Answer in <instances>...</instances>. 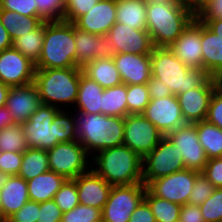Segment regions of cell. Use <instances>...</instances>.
<instances>
[{"label":"cell","instance_id":"cell-1","mask_svg":"<svg viewBox=\"0 0 222 222\" xmlns=\"http://www.w3.org/2000/svg\"><path fill=\"white\" fill-rule=\"evenodd\" d=\"M150 58L152 76L167 85L175 96L204 86L212 78L204 69L183 64L168 47H153Z\"/></svg>","mask_w":222,"mask_h":222},{"label":"cell","instance_id":"cell-2","mask_svg":"<svg viewBox=\"0 0 222 222\" xmlns=\"http://www.w3.org/2000/svg\"><path fill=\"white\" fill-rule=\"evenodd\" d=\"M78 141L92 157L103 149L123 145L124 118L74 111Z\"/></svg>","mask_w":222,"mask_h":222},{"label":"cell","instance_id":"cell-3","mask_svg":"<svg viewBox=\"0 0 222 222\" xmlns=\"http://www.w3.org/2000/svg\"><path fill=\"white\" fill-rule=\"evenodd\" d=\"M142 162L139 154L120 145L97 152L91 157V168L111 186L132 185L143 183Z\"/></svg>","mask_w":222,"mask_h":222},{"label":"cell","instance_id":"cell-4","mask_svg":"<svg viewBox=\"0 0 222 222\" xmlns=\"http://www.w3.org/2000/svg\"><path fill=\"white\" fill-rule=\"evenodd\" d=\"M81 67L35 69L34 84L42 104L72 110L78 95Z\"/></svg>","mask_w":222,"mask_h":222},{"label":"cell","instance_id":"cell-5","mask_svg":"<svg viewBox=\"0 0 222 222\" xmlns=\"http://www.w3.org/2000/svg\"><path fill=\"white\" fill-rule=\"evenodd\" d=\"M146 17L153 46L169 47L196 18V13L178 3H150Z\"/></svg>","mask_w":222,"mask_h":222},{"label":"cell","instance_id":"cell-6","mask_svg":"<svg viewBox=\"0 0 222 222\" xmlns=\"http://www.w3.org/2000/svg\"><path fill=\"white\" fill-rule=\"evenodd\" d=\"M74 23L45 21L42 52L35 69L78 67L75 64Z\"/></svg>","mask_w":222,"mask_h":222},{"label":"cell","instance_id":"cell-7","mask_svg":"<svg viewBox=\"0 0 222 222\" xmlns=\"http://www.w3.org/2000/svg\"><path fill=\"white\" fill-rule=\"evenodd\" d=\"M185 169L178 146H175L167 136L143 157L142 181L147 186L152 180L168 176Z\"/></svg>","mask_w":222,"mask_h":222},{"label":"cell","instance_id":"cell-8","mask_svg":"<svg viewBox=\"0 0 222 222\" xmlns=\"http://www.w3.org/2000/svg\"><path fill=\"white\" fill-rule=\"evenodd\" d=\"M50 171L75 179L91 168V157L78 141L59 143L47 151Z\"/></svg>","mask_w":222,"mask_h":222},{"label":"cell","instance_id":"cell-9","mask_svg":"<svg viewBox=\"0 0 222 222\" xmlns=\"http://www.w3.org/2000/svg\"><path fill=\"white\" fill-rule=\"evenodd\" d=\"M145 191L144 183L112 186L101 211L104 222H129L132 213L144 199Z\"/></svg>","mask_w":222,"mask_h":222},{"label":"cell","instance_id":"cell-10","mask_svg":"<svg viewBox=\"0 0 222 222\" xmlns=\"http://www.w3.org/2000/svg\"><path fill=\"white\" fill-rule=\"evenodd\" d=\"M60 109L42 104L26 121L21 124L28 148L48 151L59 144L55 136L53 118Z\"/></svg>","mask_w":222,"mask_h":222},{"label":"cell","instance_id":"cell-11","mask_svg":"<svg viewBox=\"0 0 222 222\" xmlns=\"http://www.w3.org/2000/svg\"><path fill=\"white\" fill-rule=\"evenodd\" d=\"M164 136L143 114H128L124 117L123 145L142 158L151 152Z\"/></svg>","mask_w":222,"mask_h":222},{"label":"cell","instance_id":"cell-12","mask_svg":"<svg viewBox=\"0 0 222 222\" xmlns=\"http://www.w3.org/2000/svg\"><path fill=\"white\" fill-rule=\"evenodd\" d=\"M200 173L196 170L184 169L152 180L146 188L153 195L182 206L188 203L194 182Z\"/></svg>","mask_w":222,"mask_h":222},{"label":"cell","instance_id":"cell-13","mask_svg":"<svg viewBox=\"0 0 222 222\" xmlns=\"http://www.w3.org/2000/svg\"><path fill=\"white\" fill-rule=\"evenodd\" d=\"M170 141L178 146L185 169L202 172L208 161L205 150L198 140L196 125L185 123L166 135Z\"/></svg>","mask_w":222,"mask_h":222},{"label":"cell","instance_id":"cell-14","mask_svg":"<svg viewBox=\"0 0 222 222\" xmlns=\"http://www.w3.org/2000/svg\"><path fill=\"white\" fill-rule=\"evenodd\" d=\"M35 64L11 47L0 52V82L22 86L34 82Z\"/></svg>","mask_w":222,"mask_h":222},{"label":"cell","instance_id":"cell-15","mask_svg":"<svg viewBox=\"0 0 222 222\" xmlns=\"http://www.w3.org/2000/svg\"><path fill=\"white\" fill-rule=\"evenodd\" d=\"M142 114L165 136L186 123L175 95L151 99Z\"/></svg>","mask_w":222,"mask_h":222},{"label":"cell","instance_id":"cell-16","mask_svg":"<svg viewBox=\"0 0 222 222\" xmlns=\"http://www.w3.org/2000/svg\"><path fill=\"white\" fill-rule=\"evenodd\" d=\"M115 54H151L153 44L147 30L133 29L126 24L116 22L108 31Z\"/></svg>","mask_w":222,"mask_h":222},{"label":"cell","instance_id":"cell-17","mask_svg":"<svg viewBox=\"0 0 222 222\" xmlns=\"http://www.w3.org/2000/svg\"><path fill=\"white\" fill-rule=\"evenodd\" d=\"M75 64L83 67L95 59L112 58L115 54L112 42L107 35H97L79 30L74 25Z\"/></svg>","mask_w":222,"mask_h":222},{"label":"cell","instance_id":"cell-18","mask_svg":"<svg viewBox=\"0 0 222 222\" xmlns=\"http://www.w3.org/2000/svg\"><path fill=\"white\" fill-rule=\"evenodd\" d=\"M168 48L186 66L203 69L201 22L195 18Z\"/></svg>","mask_w":222,"mask_h":222},{"label":"cell","instance_id":"cell-19","mask_svg":"<svg viewBox=\"0 0 222 222\" xmlns=\"http://www.w3.org/2000/svg\"><path fill=\"white\" fill-rule=\"evenodd\" d=\"M217 87V79L212 77L204 86L177 95L186 123H197L206 120L209 102Z\"/></svg>","mask_w":222,"mask_h":222},{"label":"cell","instance_id":"cell-20","mask_svg":"<svg viewBox=\"0 0 222 222\" xmlns=\"http://www.w3.org/2000/svg\"><path fill=\"white\" fill-rule=\"evenodd\" d=\"M42 105L38 90L34 83L22 86H11L5 107L14 123L23 124Z\"/></svg>","mask_w":222,"mask_h":222},{"label":"cell","instance_id":"cell-21","mask_svg":"<svg viewBox=\"0 0 222 222\" xmlns=\"http://www.w3.org/2000/svg\"><path fill=\"white\" fill-rule=\"evenodd\" d=\"M112 59L123 84H147L152 76L150 54L118 53Z\"/></svg>","mask_w":222,"mask_h":222},{"label":"cell","instance_id":"cell-22","mask_svg":"<svg viewBox=\"0 0 222 222\" xmlns=\"http://www.w3.org/2000/svg\"><path fill=\"white\" fill-rule=\"evenodd\" d=\"M73 180L76 182L80 204L102 211L108 200L112 186L92 168Z\"/></svg>","mask_w":222,"mask_h":222},{"label":"cell","instance_id":"cell-23","mask_svg":"<svg viewBox=\"0 0 222 222\" xmlns=\"http://www.w3.org/2000/svg\"><path fill=\"white\" fill-rule=\"evenodd\" d=\"M116 23V0H100L86 14L80 16L74 25L79 30L97 35H107Z\"/></svg>","mask_w":222,"mask_h":222},{"label":"cell","instance_id":"cell-24","mask_svg":"<svg viewBox=\"0 0 222 222\" xmlns=\"http://www.w3.org/2000/svg\"><path fill=\"white\" fill-rule=\"evenodd\" d=\"M28 200L27 181L18 175L10 176L0 189V204L6 220L19 211Z\"/></svg>","mask_w":222,"mask_h":222},{"label":"cell","instance_id":"cell-25","mask_svg":"<svg viewBox=\"0 0 222 222\" xmlns=\"http://www.w3.org/2000/svg\"><path fill=\"white\" fill-rule=\"evenodd\" d=\"M203 69L217 78L222 72V38L201 22Z\"/></svg>","mask_w":222,"mask_h":222},{"label":"cell","instance_id":"cell-26","mask_svg":"<svg viewBox=\"0 0 222 222\" xmlns=\"http://www.w3.org/2000/svg\"><path fill=\"white\" fill-rule=\"evenodd\" d=\"M67 179L53 171H47L27 181L31 201L42 203L52 200Z\"/></svg>","mask_w":222,"mask_h":222},{"label":"cell","instance_id":"cell-27","mask_svg":"<svg viewBox=\"0 0 222 222\" xmlns=\"http://www.w3.org/2000/svg\"><path fill=\"white\" fill-rule=\"evenodd\" d=\"M103 91L104 88L82 73L78 95L72 110L90 114H100Z\"/></svg>","mask_w":222,"mask_h":222},{"label":"cell","instance_id":"cell-28","mask_svg":"<svg viewBox=\"0 0 222 222\" xmlns=\"http://www.w3.org/2000/svg\"><path fill=\"white\" fill-rule=\"evenodd\" d=\"M81 69L85 76L104 89L122 84L120 73L112 58L95 59L86 63Z\"/></svg>","mask_w":222,"mask_h":222},{"label":"cell","instance_id":"cell-29","mask_svg":"<svg viewBox=\"0 0 222 222\" xmlns=\"http://www.w3.org/2000/svg\"><path fill=\"white\" fill-rule=\"evenodd\" d=\"M146 9L147 3L143 0H116V22L147 30Z\"/></svg>","mask_w":222,"mask_h":222},{"label":"cell","instance_id":"cell-30","mask_svg":"<svg viewBox=\"0 0 222 222\" xmlns=\"http://www.w3.org/2000/svg\"><path fill=\"white\" fill-rule=\"evenodd\" d=\"M0 21L12 41L36 29L43 21L37 16H23L17 12L0 10Z\"/></svg>","mask_w":222,"mask_h":222},{"label":"cell","instance_id":"cell-31","mask_svg":"<svg viewBox=\"0 0 222 222\" xmlns=\"http://www.w3.org/2000/svg\"><path fill=\"white\" fill-rule=\"evenodd\" d=\"M194 124L196 125L198 140L205 150L207 158L222 157V129L207 120Z\"/></svg>","mask_w":222,"mask_h":222},{"label":"cell","instance_id":"cell-32","mask_svg":"<svg viewBox=\"0 0 222 222\" xmlns=\"http://www.w3.org/2000/svg\"><path fill=\"white\" fill-rule=\"evenodd\" d=\"M45 33V21L36 29L14 39L12 47L20 51L26 58L36 64L40 58Z\"/></svg>","mask_w":222,"mask_h":222},{"label":"cell","instance_id":"cell-33","mask_svg":"<svg viewBox=\"0 0 222 222\" xmlns=\"http://www.w3.org/2000/svg\"><path fill=\"white\" fill-rule=\"evenodd\" d=\"M50 170L47 151L28 148L23 153L19 177L26 181Z\"/></svg>","mask_w":222,"mask_h":222},{"label":"cell","instance_id":"cell-34","mask_svg":"<svg viewBox=\"0 0 222 222\" xmlns=\"http://www.w3.org/2000/svg\"><path fill=\"white\" fill-rule=\"evenodd\" d=\"M101 114L107 116H127L126 84L105 88L102 95Z\"/></svg>","mask_w":222,"mask_h":222},{"label":"cell","instance_id":"cell-35","mask_svg":"<svg viewBox=\"0 0 222 222\" xmlns=\"http://www.w3.org/2000/svg\"><path fill=\"white\" fill-rule=\"evenodd\" d=\"M144 200L149 204L156 222H179L181 205L159 198L147 188Z\"/></svg>","mask_w":222,"mask_h":222},{"label":"cell","instance_id":"cell-36","mask_svg":"<svg viewBox=\"0 0 222 222\" xmlns=\"http://www.w3.org/2000/svg\"><path fill=\"white\" fill-rule=\"evenodd\" d=\"M28 149L21 124H13L0 130V152L24 153Z\"/></svg>","mask_w":222,"mask_h":222},{"label":"cell","instance_id":"cell-37","mask_svg":"<svg viewBox=\"0 0 222 222\" xmlns=\"http://www.w3.org/2000/svg\"><path fill=\"white\" fill-rule=\"evenodd\" d=\"M55 136L60 143L78 140L73 110H59L53 118Z\"/></svg>","mask_w":222,"mask_h":222},{"label":"cell","instance_id":"cell-38","mask_svg":"<svg viewBox=\"0 0 222 222\" xmlns=\"http://www.w3.org/2000/svg\"><path fill=\"white\" fill-rule=\"evenodd\" d=\"M127 115L142 114L151 100L147 84L126 85Z\"/></svg>","mask_w":222,"mask_h":222},{"label":"cell","instance_id":"cell-39","mask_svg":"<svg viewBox=\"0 0 222 222\" xmlns=\"http://www.w3.org/2000/svg\"><path fill=\"white\" fill-rule=\"evenodd\" d=\"M53 200L63 213L75 208L80 204L76 182L73 179H67L57 191Z\"/></svg>","mask_w":222,"mask_h":222},{"label":"cell","instance_id":"cell-40","mask_svg":"<svg viewBox=\"0 0 222 222\" xmlns=\"http://www.w3.org/2000/svg\"><path fill=\"white\" fill-rule=\"evenodd\" d=\"M67 0H36L37 17L42 21L63 20V10Z\"/></svg>","mask_w":222,"mask_h":222},{"label":"cell","instance_id":"cell-41","mask_svg":"<svg viewBox=\"0 0 222 222\" xmlns=\"http://www.w3.org/2000/svg\"><path fill=\"white\" fill-rule=\"evenodd\" d=\"M199 207L205 222H222V187L215 188L212 195Z\"/></svg>","mask_w":222,"mask_h":222},{"label":"cell","instance_id":"cell-42","mask_svg":"<svg viewBox=\"0 0 222 222\" xmlns=\"http://www.w3.org/2000/svg\"><path fill=\"white\" fill-rule=\"evenodd\" d=\"M101 218L100 209L78 204L71 211L63 213L61 222H95Z\"/></svg>","mask_w":222,"mask_h":222},{"label":"cell","instance_id":"cell-43","mask_svg":"<svg viewBox=\"0 0 222 222\" xmlns=\"http://www.w3.org/2000/svg\"><path fill=\"white\" fill-rule=\"evenodd\" d=\"M215 186L205 177L201 172L193 185V189L188 198V204L201 205L203 204L214 192Z\"/></svg>","mask_w":222,"mask_h":222},{"label":"cell","instance_id":"cell-44","mask_svg":"<svg viewBox=\"0 0 222 222\" xmlns=\"http://www.w3.org/2000/svg\"><path fill=\"white\" fill-rule=\"evenodd\" d=\"M99 1L100 0H67L63 10V20L74 23Z\"/></svg>","mask_w":222,"mask_h":222},{"label":"cell","instance_id":"cell-45","mask_svg":"<svg viewBox=\"0 0 222 222\" xmlns=\"http://www.w3.org/2000/svg\"><path fill=\"white\" fill-rule=\"evenodd\" d=\"M0 10L17 12L23 16H37L36 0H0Z\"/></svg>","mask_w":222,"mask_h":222},{"label":"cell","instance_id":"cell-46","mask_svg":"<svg viewBox=\"0 0 222 222\" xmlns=\"http://www.w3.org/2000/svg\"><path fill=\"white\" fill-rule=\"evenodd\" d=\"M23 153L0 152V171L9 176H17L21 167Z\"/></svg>","mask_w":222,"mask_h":222},{"label":"cell","instance_id":"cell-47","mask_svg":"<svg viewBox=\"0 0 222 222\" xmlns=\"http://www.w3.org/2000/svg\"><path fill=\"white\" fill-rule=\"evenodd\" d=\"M206 120L222 129V89L219 87L211 96Z\"/></svg>","mask_w":222,"mask_h":222},{"label":"cell","instance_id":"cell-48","mask_svg":"<svg viewBox=\"0 0 222 222\" xmlns=\"http://www.w3.org/2000/svg\"><path fill=\"white\" fill-rule=\"evenodd\" d=\"M39 209L40 203L28 200L19 211L7 219V222H37Z\"/></svg>","mask_w":222,"mask_h":222},{"label":"cell","instance_id":"cell-49","mask_svg":"<svg viewBox=\"0 0 222 222\" xmlns=\"http://www.w3.org/2000/svg\"><path fill=\"white\" fill-rule=\"evenodd\" d=\"M196 18L204 24L208 20L222 18V0H205L196 12Z\"/></svg>","mask_w":222,"mask_h":222},{"label":"cell","instance_id":"cell-50","mask_svg":"<svg viewBox=\"0 0 222 222\" xmlns=\"http://www.w3.org/2000/svg\"><path fill=\"white\" fill-rule=\"evenodd\" d=\"M62 216L63 212L52 199L40 203L37 222H61Z\"/></svg>","mask_w":222,"mask_h":222},{"label":"cell","instance_id":"cell-51","mask_svg":"<svg viewBox=\"0 0 222 222\" xmlns=\"http://www.w3.org/2000/svg\"><path fill=\"white\" fill-rule=\"evenodd\" d=\"M202 173L216 187H222V157L208 159Z\"/></svg>","mask_w":222,"mask_h":222},{"label":"cell","instance_id":"cell-52","mask_svg":"<svg viewBox=\"0 0 222 222\" xmlns=\"http://www.w3.org/2000/svg\"><path fill=\"white\" fill-rule=\"evenodd\" d=\"M179 222H205L199 205L184 204L180 209Z\"/></svg>","mask_w":222,"mask_h":222},{"label":"cell","instance_id":"cell-53","mask_svg":"<svg viewBox=\"0 0 222 222\" xmlns=\"http://www.w3.org/2000/svg\"><path fill=\"white\" fill-rule=\"evenodd\" d=\"M147 86L150 99H159L173 95L167 85L153 76H151V78L147 82Z\"/></svg>","mask_w":222,"mask_h":222},{"label":"cell","instance_id":"cell-54","mask_svg":"<svg viewBox=\"0 0 222 222\" xmlns=\"http://www.w3.org/2000/svg\"><path fill=\"white\" fill-rule=\"evenodd\" d=\"M129 222H156L149 204L144 199L132 213Z\"/></svg>","mask_w":222,"mask_h":222},{"label":"cell","instance_id":"cell-55","mask_svg":"<svg viewBox=\"0 0 222 222\" xmlns=\"http://www.w3.org/2000/svg\"><path fill=\"white\" fill-rule=\"evenodd\" d=\"M12 47V39L0 21V52Z\"/></svg>","mask_w":222,"mask_h":222},{"label":"cell","instance_id":"cell-56","mask_svg":"<svg viewBox=\"0 0 222 222\" xmlns=\"http://www.w3.org/2000/svg\"><path fill=\"white\" fill-rule=\"evenodd\" d=\"M13 124L15 123L8 109L5 106L0 107V130Z\"/></svg>","mask_w":222,"mask_h":222},{"label":"cell","instance_id":"cell-57","mask_svg":"<svg viewBox=\"0 0 222 222\" xmlns=\"http://www.w3.org/2000/svg\"><path fill=\"white\" fill-rule=\"evenodd\" d=\"M205 25L216 35L222 38V18L208 20Z\"/></svg>","mask_w":222,"mask_h":222},{"label":"cell","instance_id":"cell-58","mask_svg":"<svg viewBox=\"0 0 222 222\" xmlns=\"http://www.w3.org/2000/svg\"><path fill=\"white\" fill-rule=\"evenodd\" d=\"M178 4L192 9L195 13L203 6L204 0H176Z\"/></svg>","mask_w":222,"mask_h":222},{"label":"cell","instance_id":"cell-59","mask_svg":"<svg viewBox=\"0 0 222 222\" xmlns=\"http://www.w3.org/2000/svg\"><path fill=\"white\" fill-rule=\"evenodd\" d=\"M9 89V86L0 82V107L5 106Z\"/></svg>","mask_w":222,"mask_h":222},{"label":"cell","instance_id":"cell-60","mask_svg":"<svg viewBox=\"0 0 222 222\" xmlns=\"http://www.w3.org/2000/svg\"><path fill=\"white\" fill-rule=\"evenodd\" d=\"M10 176L2 171H0V189L6 184Z\"/></svg>","mask_w":222,"mask_h":222},{"label":"cell","instance_id":"cell-61","mask_svg":"<svg viewBox=\"0 0 222 222\" xmlns=\"http://www.w3.org/2000/svg\"><path fill=\"white\" fill-rule=\"evenodd\" d=\"M145 1L147 4L150 3H177L176 0H143Z\"/></svg>","mask_w":222,"mask_h":222},{"label":"cell","instance_id":"cell-62","mask_svg":"<svg viewBox=\"0 0 222 222\" xmlns=\"http://www.w3.org/2000/svg\"><path fill=\"white\" fill-rule=\"evenodd\" d=\"M216 79H217L218 87L222 89V72L218 75Z\"/></svg>","mask_w":222,"mask_h":222},{"label":"cell","instance_id":"cell-63","mask_svg":"<svg viewBox=\"0 0 222 222\" xmlns=\"http://www.w3.org/2000/svg\"><path fill=\"white\" fill-rule=\"evenodd\" d=\"M0 222H7V220L5 219V217L2 214L1 204H0Z\"/></svg>","mask_w":222,"mask_h":222},{"label":"cell","instance_id":"cell-64","mask_svg":"<svg viewBox=\"0 0 222 222\" xmlns=\"http://www.w3.org/2000/svg\"><path fill=\"white\" fill-rule=\"evenodd\" d=\"M95 222H104V220L101 218V219H99V220H97Z\"/></svg>","mask_w":222,"mask_h":222}]
</instances>
